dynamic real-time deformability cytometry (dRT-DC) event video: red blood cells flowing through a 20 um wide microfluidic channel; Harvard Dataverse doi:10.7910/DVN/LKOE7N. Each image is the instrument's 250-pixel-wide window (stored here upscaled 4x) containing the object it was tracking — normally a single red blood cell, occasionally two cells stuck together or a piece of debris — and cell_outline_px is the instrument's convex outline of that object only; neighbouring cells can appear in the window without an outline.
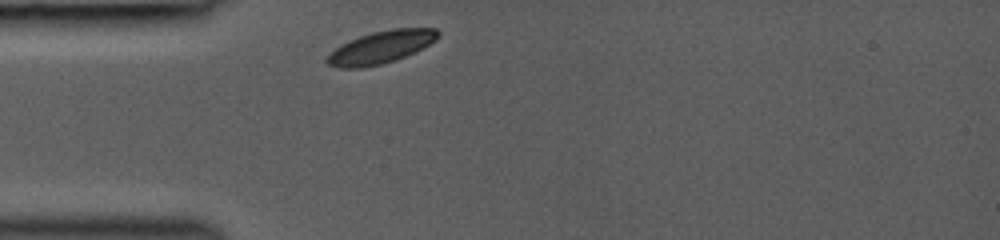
{"species": "common noctule bat (a hibernating species)", "species_latin": "Nyctalus noctula", "temperature_condition": "room temperature", "stored_images_in_passage": 33, "camera_frame_rate_fps": 3000, "um_per_image_px": 0.085, "animal": {"sex": "female", "body_mass_g": 19.0, "forearm_length_mm": 53.3}, "frame": {"image": 1, "passage_image": 1, "time_ms": 0.0, "image_size_px": [1000, 240], "cell_outline_px": [[440, 36], [436, 40], [416, 52], [396, 60], [380, 64], [360, 68], [340, 68], [328, 64], [324, 60], [340, 44], [348, 40], [372, 32], [392, 28], [436, 28], [440, 32]], "centroid_in_image_um": [32.41, 4.0], "position_along_channel_um": 52.6, "area_um2": 21.1}}
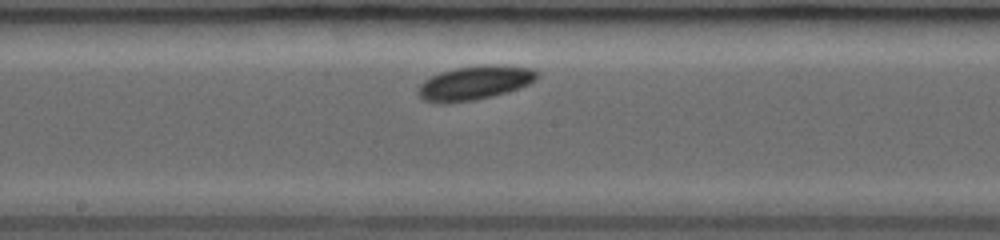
{"frame": {"image": 2, "passage_image": 17, "time_ms": 4.0, "image_size_px": [1000, 240], "cell_outline_px": [[540, 76], [536, 80], [528, 84], [492, 96], [476, 100], [444, 104], [436, 104], [424, 100], [416, 92], [420, 84], [424, 80], [440, 72], [456, 68], [480, 64], [504, 64], [532, 68], [540, 72]], "centroid_in_image_um": [40.35, 7.03], "position_along_channel_um": 207.9, "area_um2": 23.99}}
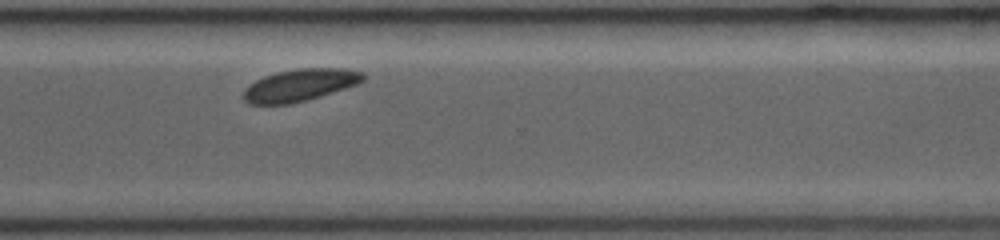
{"frame": {"image": 3, "passage_image": 32, "time_ms": 7.333, "image_size_px": [1000, 240], "cell_outline_px": [[364, 80], [356, 84], [320, 96], [292, 104], [248, 104], [244, 100], [244, 88], [248, 84], [264, 76], [276, 72], [300, 68], [348, 68], [364, 72]], "centroid_in_image_um": [25.48, 7.23], "position_along_channel_um": 345.1, "area_um2": 22.43}}